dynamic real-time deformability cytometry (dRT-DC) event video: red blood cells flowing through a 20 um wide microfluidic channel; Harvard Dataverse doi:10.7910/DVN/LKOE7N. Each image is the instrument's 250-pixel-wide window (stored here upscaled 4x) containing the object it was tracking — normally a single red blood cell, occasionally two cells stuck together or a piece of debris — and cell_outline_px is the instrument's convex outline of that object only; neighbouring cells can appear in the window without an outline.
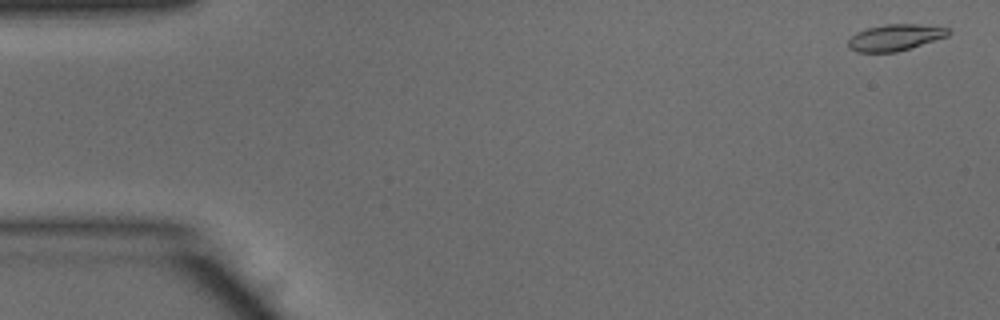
{"species": "common noctule bat (a hibernating species)", "species_latin": "Nyctalus noctula", "temperature_condition": "warm", "stored_images_in_passage": 49, "camera_frame_rate_fps": 3000, "um_per_image_px": 0.085, "animal": {"sex": "male", "body_mass_g": 15.6}, "frame": {"image": 1, "passage_image": 1, "time_ms": 0.0, "image_size_px": [1000, 320], "cell_outline_px": [[952, 32], [948, 36], [896, 52], [856, 52], [848, 48], [848, 40], [856, 32], [868, 28], [884, 24], [916, 24], [948, 28]], "centroid_in_image_um": [76.06, 3.18], "position_along_channel_um": 8.9, "area_um2": 15.32}}
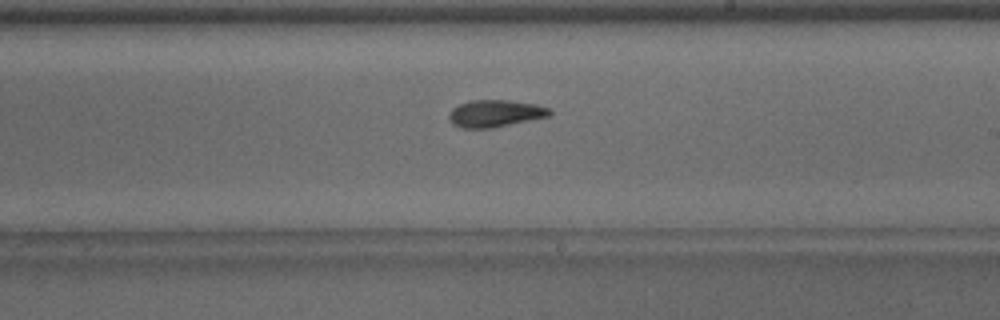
{"frame": {"image": 2, "passage_image": 28, "time_ms": 9.0, "image_size_px": [1000, 320], "cell_outline_px": [[552, 112], [548, 116], [492, 128], [460, 128], [452, 124], [448, 120], [448, 112], [452, 108], [460, 104], [472, 100], [508, 100], [536, 104], [552, 108]], "centroid_in_image_um": [42.06, 9.64], "position_along_channel_um": 246.9, "area_um2": 16.01}}
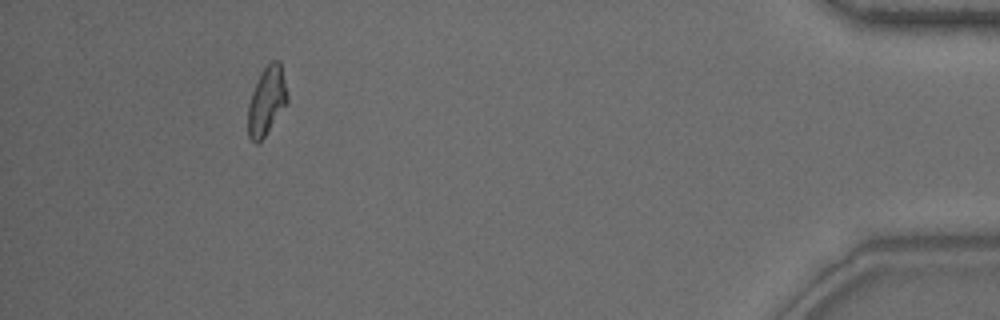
{"frame": {"image": 3, "passage_image": 45, "time_ms": 14.667, "image_size_px": [1000, 320], "cell_outline_px": [[288, 100], [264, 136], [256, 144], [248, 136], [248, 104], [252, 92], [260, 72], [272, 60], [280, 60], [288, 96]], "centroid_in_image_um": [22.65, 8.53], "position_along_channel_um": 412.5, "area_um2": 15.37}, "authors_computed_cell_mechanics": {"area_um2": 15.6638, "velocity_mm_per_s": 4.0616, "shape_relaxation_time_tau1_ms": 4.6772, "shape_relaxation_time_tau2_ms": 1.6253, "deformation_change_tau1": 0.1868, "deformation_change_tau2": 0.0905}}